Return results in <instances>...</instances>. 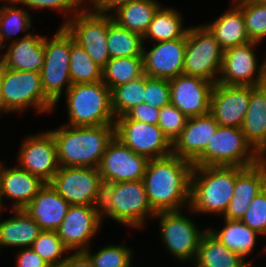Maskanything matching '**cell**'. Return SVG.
I'll use <instances>...</instances> for the list:
<instances>
[{"mask_svg":"<svg viewBox=\"0 0 266 267\" xmlns=\"http://www.w3.org/2000/svg\"><path fill=\"white\" fill-rule=\"evenodd\" d=\"M192 162L176 155L150 159L143 177L155 213L189 208Z\"/></svg>","mask_w":266,"mask_h":267,"instance_id":"1","label":"cell"},{"mask_svg":"<svg viewBox=\"0 0 266 267\" xmlns=\"http://www.w3.org/2000/svg\"><path fill=\"white\" fill-rule=\"evenodd\" d=\"M56 143L59 167L98 168L108 144L115 137V125L69 126L48 130Z\"/></svg>","mask_w":266,"mask_h":267,"instance_id":"2","label":"cell"},{"mask_svg":"<svg viewBox=\"0 0 266 267\" xmlns=\"http://www.w3.org/2000/svg\"><path fill=\"white\" fill-rule=\"evenodd\" d=\"M243 167L193 166L190 180L189 211L192 214L224 215L237 174Z\"/></svg>","mask_w":266,"mask_h":267,"instance_id":"3","label":"cell"},{"mask_svg":"<svg viewBox=\"0 0 266 267\" xmlns=\"http://www.w3.org/2000/svg\"><path fill=\"white\" fill-rule=\"evenodd\" d=\"M101 217L112 219L130 228L141 229L153 219L143 180L122 181L103 185Z\"/></svg>","mask_w":266,"mask_h":267,"instance_id":"4","label":"cell"},{"mask_svg":"<svg viewBox=\"0 0 266 267\" xmlns=\"http://www.w3.org/2000/svg\"><path fill=\"white\" fill-rule=\"evenodd\" d=\"M69 126L115 125L111 90L102 82L72 84L64 96Z\"/></svg>","mask_w":266,"mask_h":267,"instance_id":"5","label":"cell"},{"mask_svg":"<svg viewBox=\"0 0 266 267\" xmlns=\"http://www.w3.org/2000/svg\"><path fill=\"white\" fill-rule=\"evenodd\" d=\"M54 33L49 38L44 36V63L40 74L43 91L56 109L62 94L72 86L69 71L72 36L63 26Z\"/></svg>","mask_w":266,"mask_h":267,"instance_id":"6","label":"cell"},{"mask_svg":"<svg viewBox=\"0 0 266 267\" xmlns=\"http://www.w3.org/2000/svg\"><path fill=\"white\" fill-rule=\"evenodd\" d=\"M259 161L241 128L220 126L193 166L249 167Z\"/></svg>","mask_w":266,"mask_h":267,"instance_id":"7","label":"cell"},{"mask_svg":"<svg viewBox=\"0 0 266 267\" xmlns=\"http://www.w3.org/2000/svg\"><path fill=\"white\" fill-rule=\"evenodd\" d=\"M2 99L8 112L34 108L36 113H51L55 104L45 95L40 72L8 69L0 76Z\"/></svg>","mask_w":266,"mask_h":267,"instance_id":"8","label":"cell"},{"mask_svg":"<svg viewBox=\"0 0 266 267\" xmlns=\"http://www.w3.org/2000/svg\"><path fill=\"white\" fill-rule=\"evenodd\" d=\"M223 56L224 50L203 24L189 27L186 34L184 75L217 83Z\"/></svg>","mask_w":266,"mask_h":267,"instance_id":"9","label":"cell"},{"mask_svg":"<svg viewBox=\"0 0 266 267\" xmlns=\"http://www.w3.org/2000/svg\"><path fill=\"white\" fill-rule=\"evenodd\" d=\"M153 218L159 219V234L167 252L178 261L193 263L200 239L208 228L200 230L183 210L158 212Z\"/></svg>","mask_w":266,"mask_h":267,"instance_id":"10","label":"cell"},{"mask_svg":"<svg viewBox=\"0 0 266 267\" xmlns=\"http://www.w3.org/2000/svg\"><path fill=\"white\" fill-rule=\"evenodd\" d=\"M50 184L70 205L101 206L104 184L98 168L59 167Z\"/></svg>","mask_w":266,"mask_h":267,"instance_id":"11","label":"cell"},{"mask_svg":"<svg viewBox=\"0 0 266 267\" xmlns=\"http://www.w3.org/2000/svg\"><path fill=\"white\" fill-rule=\"evenodd\" d=\"M63 27L101 68L110 60L107 48L108 13L98 12L88 5Z\"/></svg>","mask_w":266,"mask_h":267,"instance_id":"12","label":"cell"},{"mask_svg":"<svg viewBox=\"0 0 266 267\" xmlns=\"http://www.w3.org/2000/svg\"><path fill=\"white\" fill-rule=\"evenodd\" d=\"M115 137L149 160L172 154V143L158 125L130 120L125 115L115 119Z\"/></svg>","mask_w":266,"mask_h":267,"instance_id":"13","label":"cell"},{"mask_svg":"<svg viewBox=\"0 0 266 267\" xmlns=\"http://www.w3.org/2000/svg\"><path fill=\"white\" fill-rule=\"evenodd\" d=\"M259 44L251 41L225 50L217 83L258 86L266 73V57L258 64L255 53Z\"/></svg>","mask_w":266,"mask_h":267,"instance_id":"14","label":"cell"},{"mask_svg":"<svg viewBox=\"0 0 266 267\" xmlns=\"http://www.w3.org/2000/svg\"><path fill=\"white\" fill-rule=\"evenodd\" d=\"M17 165L50 183L59 169L56 143L47 130L27 135L20 143Z\"/></svg>","mask_w":266,"mask_h":267,"instance_id":"15","label":"cell"},{"mask_svg":"<svg viewBox=\"0 0 266 267\" xmlns=\"http://www.w3.org/2000/svg\"><path fill=\"white\" fill-rule=\"evenodd\" d=\"M101 206L70 205L57 230L64 246L73 252L85 251L100 230L103 221Z\"/></svg>","mask_w":266,"mask_h":267,"instance_id":"16","label":"cell"},{"mask_svg":"<svg viewBox=\"0 0 266 267\" xmlns=\"http://www.w3.org/2000/svg\"><path fill=\"white\" fill-rule=\"evenodd\" d=\"M149 159L136 154L116 137L108 144L98 166L103 184L143 180Z\"/></svg>","mask_w":266,"mask_h":267,"instance_id":"17","label":"cell"},{"mask_svg":"<svg viewBox=\"0 0 266 267\" xmlns=\"http://www.w3.org/2000/svg\"><path fill=\"white\" fill-rule=\"evenodd\" d=\"M169 81L170 103L188 118L210 113V99L215 83L197 76L178 75Z\"/></svg>","mask_w":266,"mask_h":267,"instance_id":"18","label":"cell"},{"mask_svg":"<svg viewBox=\"0 0 266 267\" xmlns=\"http://www.w3.org/2000/svg\"><path fill=\"white\" fill-rule=\"evenodd\" d=\"M251 86L215 83L210 114L220 126L241 128L248 110Z\"/></svg>","mask_w":266,"mask_h":267,"instance_id":"19","label":"cell"},{"mask_svg":"<svg viewBox=\"0 0 266 267\" xmlns=\"http://www.w3.org/2000/svg\"><path fill=\"white\" fill-rule=\"evenodd\" d=\"M186 35L172 41L154 42L151 49L143 46L144 74L170 80L183 74Z\"/></svg>","mask_w":266,"mask_h":267,"instance_id":"20","label":"cell"},{"mask_svg":"<svg viewBox=\"0 0 266 267\" xmlns=\"http://www.w3.org/2000/svg\"><path fill=\"white\" fill-rule=\"evenodd\" d=\"M218 127L210 113L188 118L185 128L172 143V154L193 162L205 150Z\"/></svg>","mask_w":266,"mask_h":267,"instance_id":"21","label":"cell"},{"mask_svg":"<svg viewBox=\"0 0 266 267\" xmlns=\"http://www.w3.org/2000/svg\"><path fill=\"white\" fill-rule=\"evenodd\" d=\"M266 188V163L243 168L236 176L233 197L222 216L228 220H240L247 211L250 202Z\"/></svg>","mask_w":266,"mask_h":267,"instance_id":"22","label":"cell"},{"mask_svg":"<svg viewBox=\"0 0 266 267\" xmlns=\"http://www.w3.org/2000/svg\"><path fill=\"white\" fill-rule=\"evenodd\" d=\"M0 161V189L3 199L13 201L12 210L24 209L45 185L39 177L31 174L29 171L15 167L4 166Z\"/></svg>","mask_w":266,"mask_h":267,"instance_id":"23","label":"cell"},{"mask_svg":"<svg viewBox=\"0 0 266 267\" xmlns=\"http://www.w3.org/2000/svg\"><path fill=\"white\" fill-rule=\"evenodd\" d=\"M69 207L70 204L57 193L51 184L45 183L24 210L41 230L57 231Z\"/></svg>","mask_w":266,"mask_h":267,"instance_id":"24","label":"cell"},{"mask_svg":"<svg viewBox=\"0 0 266 267\" xmlns=\"http://www.w3.org/2000/svg\"><path fill=\"white\" fill-rule=\"evenodd\" d=\"M13 39V42L6 44L7 68L40 72L44 63V36L30 30L23 37Z\"/></svg>","mask_w":266,"mask_h":267,"instance_id":"25","label":"cell"},{"mask_svg":"<svg viewBox=\"0 0 266 267\" xmlns=\"http://www.w3.org/2000/svg\"><path fill=\"white\" fill-rule=\"evenodd\" d=\"M225 51L251 42L245 29L242 10L232 1V5L221 16L209 24H203Z\"/></svg>","mask_w":266,"mask_h":267,"instance_id":"26","label":"cell"},{"mask_svg":"<svg viewBox=\"0 0 266 267\" xmlns=\"http://www.w3.org/2000/svg\"><path fill=\"white\" fill-rule=\"evenodd\" d=\"M14 216L0 221V252L2 247H31L42 231L24 210H12Z\"/></svg>","mask_w":266,"mask_h":267,"instance_id":"27","label":"cell"},{"mask_svg":"<svg viewBox=\"0 0 266 267\" xmlns=\"http://www.w3.org/2000/svg\"><path fill=\"white\" fill-rule=\"evenodd\" d=\"M253 262L226 248L209 230L202 235L197 255L192 266L195 267H252Z\"/></svg>","mask_w":266,"mask_h":267,"instance_id":"28","label":"cell"},{"mask_svg":"<svg viewBox=\"0 0 266 267\" xmlns=\"http://www.w3.org/2000/svg\"><path fill=\"white\" fill-rule=\"evenodd\" d=\"M161 5L157 0H133L118 6L110 14L118 25L144 37Z\"/></svg>","mask_w":266,"mask_h":267,"instance_id":"29","label":"cell"},{"mask_svg":"<svg viewBox=\"0 0 266 267\" xmlns=\"http://www.w3.org/2000/svg\"><path fill=\"white\" fill-rule=\"evenodd\" d=\"M223 219L225 225L221 228V231L209 228V232L226 248L239 254L246 260L252 254L260 234L245 225L241 220Z\"/></svg>","mask_w":266,"mask_h":267,"instance_id":"30","label":"cell"},{"mask_svg":"<svg viewBox=\"0 0 266 267\" xmlns=\"http://www.w3.org/2000/svg\"><path fill=\"white\" fill-rule=\"evenodd\" d=\"M180 12L172 7H164L161 5L149 25L143 42H161L172 41L183 38L189 29L184 28V19ZM183 19V20H182Z\"/></svg>","mask_w":266,"mask_h":267,"instance_id":"31","label":"cell"},{"mask_svg":"<svg viewBox=\"0 0 266 267\" xmlns=\"http://www.w3.org/2000/svg\"><path fill=\"white\" fill-rule=\"evenodd\" d=\"M241 129L254 149L266 138V95L258 86H251L249 106Z\"/></svg>","mask_w":266,"mask_h":267,"instance_id":"32","label":"cell"},{"mask_svg":"<svg viewBox=\"0 0 266 267\" xmlns=\"http://www.w3.org/2000/svg\"><path fill=\"white\" fill-rule=\"evenodd\" d=\"M143 37L121 27L108 14L107 48L110 58L143 56Z\"/></svg>","mask_w":266,"mask_h":267,"instance_id":"33","label":"cell"},{"mask_svg":"<svg viewBox=\"0 0 266 267\" xmlns=\"http://www.w3.org/2000/svg\"><path fill=\"white\" fill-rule=\"evenodd\" d=\"M143 75V56L110 58L102 68V82L110 90Z\"/></svg>","mask_w":266,"mask_h":267,"instance_id":"34","label":"cell"},{"mask_svg":"<svg viewBox=\"0 0 266 267\" xmlns=\"http://www.w3.org/2000/svg\"><path fill=\"white\" fill-rule=\"evenodd\" d=\"M2 1L4 4L0 5V41L6 45L13 42L12 37L19 32H29L33 24V13L22 6L19 8L15 0Z\"/></svg>","mask_w":266,"mask_h":267,"instance_id":"35","label":"cell"},{"mask_svg":"<svg viewBox=\"0 0 266 267\" xmlns=\"http://www.w3.org/2000/svg\"><path fill=\"white\" fill-rule=\"evenodd\" d=\"M69 71L72 84L102 81V68L91 59L82 46L74 41L73 37Z\"/></svg>","mask_w":266,"mask_h":267,"instance_id":"36","label":"cell"},{"mask_svg":"<svg viewBox=\"0 0 266 267\" xmlns=\"http://www.w3.org/2000/svg\"><path fill=\"white\" fill-rule=\"evenodd\" d=\"M145 74L140 78L120 84L111 90V109L115 118L124 116L133 107L144 103Z\"/></svg>","mask_w":266,"mask_h":267,"instance_id":"37","label":"cell"},{"mask_svg":"<svg viewBox=\"0 0 266 267\" xmlns=\"http://www.w3.org/2000/svg\"><path fill=\"white\" fill-rule=\"evenodd\" d=\"M241 10L245 29L252 42L261 43L266 38V4L253 0H232Z\"/></svg>","mask_w":266,"mask_h":267,"instance_id":"38","label":"cell"},{"mask_svg":"<svg viewBox=\"0 0 266 267\" xmlns=\"http://www.w3.org/2000/svg\"><path fill=\"white\" fill-rule=\"evenodd\" d=\"M92 247H89L84 252L89 256L94 267H134L132 264L134 251L123 244H109L102 248L100 247L98 252L90 251Z\"/></svg>","mask_w":266,"mask_h":267,"instance_id":"39","label":"cell"},{"mask_svg":"<svg viewBox=\"0 0 266 267\" xmlns=\"http://www.w3.org/2000/svg\"><path fill=\"white\" fill-rule=\"evenodd\" d=\"M31 247L50 267L61 264L70 252L62 243L57 231L42 230Z\"/></svg>","mask_w":266,"mask_h":267,"instance_id":"40","label":"cell"},{"mask_svg":"<svg viewBox=\"0 0 266 267\" xmlns=\"http://www.w3.org/2000/svg\"><path fill=\"white\" fill-rule=\"evenodd\" d=\"M18 5L26 9H51L64 13L63 26L69 19L81 12L88 4V0H15ZM73 12V13H72ZM67 15V16H66Z\"/></svg>","mask_w":266,"mask_h":267,"instance_id":"41","label":"cell"},{"mask_svg":"<svg viewBox=\"0 0 266 267\" xmlns=\"http://www.w3.org/2000/svg\"><path fill=\"white\" fill-rule=\"evenodd\" d=\"M188 117L177 107L169 103L160 108L157 125L171 143L181 134L185 128Z\"/></svg>","mask_w":266,"mask_h":267,"instance_id":"42","label":"cell"},{"mask_svg":"<svg viewBox=\"0 0 266 267\" xmlns=\"http://www.w3.org/2000/svg\"><path fill=\"white\" fill-rule=\"evenodd\" d=\"M240 220L261 236H266V188L252 199Z\"/></svg>","mask_w":266,"mask_h":267,"instance_id":"43","label":"cell"},{"mask_svg":"<svg viewBox=\"0 0 266 267\" xmlns=\"http://www.w3.org/2000/svg\"><path fill=\"white\" fill-rule=\"evenodd\" d=\"M170 98V84L167 79L145 74L144 103L160 109L170 103Z\"/></svg>","mask_w":266,"mask_h":267,"instance_id":"44","label":"cell"},{"mask_svg":"<svg viewBox=\"0 0 266 267\" xmlns=\"http://www.w3.org/2000/svg\"><path fill=\"white\" fill-rule=\"evenodd\" d=\"M159 108H154L146 103H140L129 110L125 116L130 120H137L147 124L157 125L159 120Z\"/></svg>","mask_w":266,"mask_h":267,"instance_id":"45","label":"cell"},{"mask_svg":"<svg viewBox=\"0 0 266 267\" xmlns=\"http://www.w3.org/2000/svg\"><path fill=\"white\" fill-rule=\"evenodd\" d=\"M16 255V267H50L32 247L19 249Z\"/></svg>","mask_w":266,"mask_h":267,"instance_id":"46","label":"cell"},{"mask_svg":"<svg viewBox=\"0 0 266 267\" xmlns=\"http://www.w3.org/2000/svg\"><path fill=\"white\" fill-rule=\"evenodd\" d=\"M56 267H94L89 256L84 252H73L70 256L67 255L66 259Z\"/></svg>","mask_w":266,"mask_h":267,"instance_id":"47","label":"cell"},{"mask_svg":"<svg viewBox=\"0 0 266 267\" xmlns=\"http://www.w3.org/2000/svg\"><path fill=\"white\" fill-rule=\"evenodd\" d=\"M131 1L133 0H88V5L98 12L110 14V11L112 12L118 6Z\"/></svg>","mask_w":266,"mask_h":267,"instance_id":"48","label":"cell"},{"mask_svg":"<svg viewBox=\"0 0 266 267\" xmlns=\"http://www.w3.org/2000/svg\"><path fill=\"white\" fill-rule=\"evenodd\" d=\"M256 156L259 162L266 163V138L265 140L255 149Z\"/></svg>","mask_w":266,"mask_h":267,"instance_id":"49","label":"cell"},{"mask_svg":"<svg viewBox=\"0 0 266 267\" xmlns=\"http://www.w3.org/2000/svg\"><path fill=\"white\" fill-rule=\"evenodd\" d=\"M3 48L5 49L6 45L0 41V52L1 49L4 50ZM3 53H0V76L7 70L6 52Z\"/></svg>","mask_w":266,"mask_h":267,"instance_id":"50","label":"cell"},{"mask_svg":"<svg viewBox=\"0 0 266 267\" xmlns=\"http://www.w3.org/2000/svg\"><path fill=\"white\" fill-rule=\"evenodd\" d=\"M10 114L8 112V110L5 108V105H4V102H3V99H2V90H1V84H0V116H2V114Z\"/></svg>","mask_w":266,"mask_h":267,"instance_id":"51","label":"cell"},{"mask_svg":"<svg viewBox=\"0 0 266 267\" xmlns=\"http://www.w3.org/2000/svg\"><path fill=\"white\" fill-rule=\"evenodd\" d=\"M258 87L264 92V94L266 95V73L264 75V77L262 78V80L260 81V83L258 84Z\"/></svg>","mask_w":266,"mask_h":267,"instance_id":"52","label":"cell"},{"mask_svg":"<svg viewBox=\"0 0 266 267\" xmlns=\"http://www.w3.org/2000/svg\"><path fill=\"white\" fill-rule=\"evenodd\" d=\"M3 204H4V200H2L1 189H0V214H2V211H3V208H4ZM1 218L2 217L0 215V220H1Z\"/></svg>","mask_w":266,"mask_h":267,"instance_id":"53","label":"cell"},{"mask_svg":"<svg viewBox=\"0 0 266 267\" xmlns=\"http://www.w3.org/2000/svg\"><path fill=\"white\" fill-rule=\"evenodd\" d=\"M254 2H257V3H264L266 4V0H253Z\"/></svg>","mask_w":266,"mask_h":267,"instance_id":"54","label":"cell"}]
</instances>
